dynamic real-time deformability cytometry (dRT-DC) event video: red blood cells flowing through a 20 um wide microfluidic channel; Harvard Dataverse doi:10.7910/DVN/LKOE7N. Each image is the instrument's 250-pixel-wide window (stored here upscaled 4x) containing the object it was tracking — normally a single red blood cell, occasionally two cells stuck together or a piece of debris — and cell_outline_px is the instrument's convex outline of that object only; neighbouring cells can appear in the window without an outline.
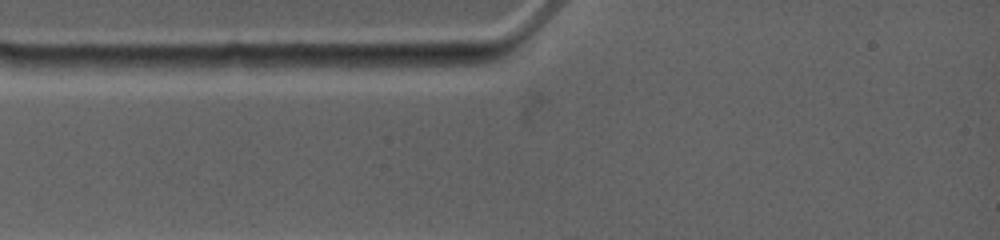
{"species": "common noctule bat (a hibernating species)", "species_latin": "Nyctalus noctula", "temperature_condition": "warm", "stored_images_in_passage": 2, "camera_frame_rate_fps": 4500, "um_per_image_px": 0.085, "animal": {"sex": "female", "body_mass_g": 19.0, "forearm_length_mm": 53.3}, "frame": {"image": 1, "passage_image": 1, "time_ms": 0.0, "image_size_px": [1000, 240], "cell_outline_px": [[396, 64], [312, 72], [272, 72], [264, 64], [304, 56], [376, 56]], "centroid_in_image_um": [27.65, 5.4], "position_along_channel_um": 57.3, "area_um2": 10.87}}